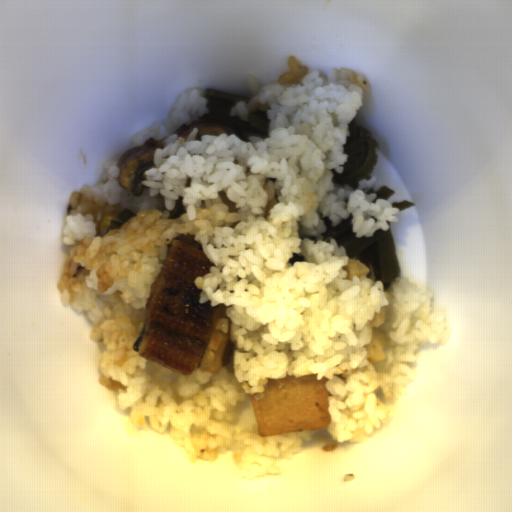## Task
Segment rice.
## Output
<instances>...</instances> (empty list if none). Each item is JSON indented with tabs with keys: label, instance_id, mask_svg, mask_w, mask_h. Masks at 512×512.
I'll return each mask as SVG.
<instances>
[{
	"label": "rice",
	"instance_id": "obj_1",
	"mask_svg": "<svg viewBox=\"0 0 512 512\" xmlns=\"http://www.w3.org/2000/svg\"><path fill=\"white\" fill-rule=\"evenodd\" d=\"M286 63L290 71L268 83L247 75L254 96L228 114L249 122V113L266 112L269 137L221 132L195 140V127L185 140L175 132L211 113V101L201 87L182 92L163 124L131 137L132 148L163 139L155 167L142 173L141 195L119 187L120 158L104 161L98 183L72 192L61 231L69 248L56 287L61 305L93 322L98 384L116 392L121 412L129 408L132 429L146 430L147 420L159 435L169 428L191 464L231 453L245 481L282 475L277 459L293 461L316 432L260 436L255 421L234 423L267 379L326 377V430L343 443L387 421L391 410L375 391L388 400L407 394L418 377V345L445 347L453 333L447 308L432 311L427 287L404 276L387 290L365 274L350 280L345 246L332 236L323 242L325 217L334 228L351 214L357 239L399 221V207L368 193L376 175L359 178L355 190L333 181L332 170L343 174L348 162L349 124L371 81L344 66L309 72L294 55ZM125 208L135 217L100 232L105 215ZM173 237L217 265L195 279L200 303L219 308L201 367L188 377L132 347ZM384 307L386 358L368 362L369 324Z\"/></svg>",
	"mask_w": 512,
	"mask_h": 512
}]
</instances>
